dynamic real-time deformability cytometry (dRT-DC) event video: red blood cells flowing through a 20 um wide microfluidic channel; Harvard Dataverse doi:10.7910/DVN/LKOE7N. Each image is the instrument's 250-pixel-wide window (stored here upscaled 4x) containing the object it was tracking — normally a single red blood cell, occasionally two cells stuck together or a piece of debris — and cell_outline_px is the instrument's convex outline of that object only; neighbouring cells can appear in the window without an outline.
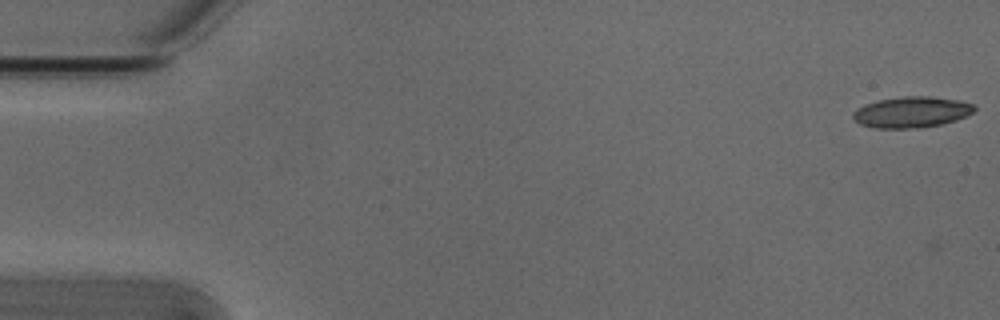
{"species": "Egyptian fruit bat (a non-hibernating species)", "species_latin": "Rousettus aegyptiacus", "temperature_condition": "cold", "stored_images_in_passage": 6, "camera_frame_rate_fps": 3000, "um_per_image_px": 0.085, "animal": {"sex": "male"}, "frame": {"image": 1, "passage_image": 3, "time_ms": 0.667, "image_size_px": [1000, 320], "cell_outline_px": [[976, 108], [972, 112], [956, 120], [940, 124], [920, 128], [876, 128], [860, 124], [852, 116], [852, 112], [856, 108], [880, 100], [904, 96], [928, 96], [960, 100], [976, 104]], "centroid_in_image_um": [77.5, 9.53], "position_along_channel_um": 7.5, "area_um2": 21.79}}